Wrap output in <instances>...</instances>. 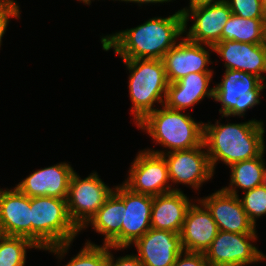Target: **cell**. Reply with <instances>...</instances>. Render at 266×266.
<instances>
[{
	"mask_svg": "<svg viewBox=\"0 0 266 266\" xmlns=\"http://www.w3.org/2000/svg\"><path fill=\"white\" fill-rule=\"evenodd\" d=\"M211 212L219 230L256 234V228L243 209L239 195H232L223 189L199 199Z\"/></svg>",
	"mask_w": 266,
	"mask_h": 266,
	"instance_id": "obj_14",
	"label": "cell"
},
{
	"mask_svg": "<svg viewBox=\"0 0 266 266\" xmlns=\"http://www.w3.org/2000/svg\"><path fill=\"white\" fill-rule=\"evenodd\" d=\"M263 121L251 119L242 123H204L203 143L215 173L218 161L226 166L260 156L265 151Z\"/></svg>",
	"mask_w": 266,
	"mask_h": 266,
	"instance_id": "obj_2",
	"label": "cell"
},
{
	"mask_svg": "<svg viewBox=\"0 0 266 266\" xmlns=\"http://www.w3.org/2000/svg\"><path fill=\"white\" fill-rule=\"evenodd\" d=\"M179 40L162 59L168 83H174L194 72H214L208 67L209 63L212 64L209 50L213 52V46L191 42L185 36Z\"/></svg>",
	"mask_w": 266,
	"mask_h": 266,
	"instance_id": "obj_12",
	"label": "cell"
},
{
	"mask_svg": "<svg viewBox=\"0 0 266 266\" xmlns=\"http://www.w3.org/2000/svg\"><path fill=\"white\" fill-rule=\"evenodd\" d=\"M114 188L106 185L97 172L82 179L73 172L66 198L70 220L81 230L103 206Z\"/></svg>",
	"mask_w": 266,
	"mask_h": 266,
	"instance_id": "obj_7",
	"label": "cell"
},
{
	"mask_svg": "<svg viewBox=\"0 0 266 266\" xmlns=\"http://www.w3.org/2000/svg\"><path fill=\"white\" fill-rule=\"evenodd\" d=\"M262 185L266 188V166L264 167V172H263V183Z\"/></svg>",
	"mask_w": 266,
	"mask_h": 266,
	"instance_id": "obj_35",
	"label": "cell"
},
{
	"mask_svg": "<svg viewBox=\"0 0 266 266\" xmlns=\"http://www.w3.org/2000/svg\"><path fill=\"white\" fill-rule=\"evenodd\" d=\"M128 171V178L122 183L132 192L157 196L181 191L169 184L168 164L163 155L144 149L138 152Z\"/></svg>",
	"mask_w": 266,
	"mask_h": 266,
	"instance_id": "obj_8",
	"label": "cell"
},
{
	"mask_svg": "<svg viewBox=\"0 0 266 266\" xmlns=\"http://www.w3.org/2000/svg\"><path fill=\"white\" fill-rule=\"evenodd\" d=\"M133 244L143 266H172L184 251L180 234L152 228Z\"/></svg>",
	"mask_w": 266,
	"mask_h": 266,
	"instance_id": "obj_15",
	"label": "cell"
},
{
	"mask_svg": "<svg viewBox=\"0 0 266 266\" xmlns=\"http://www.w3.org/2000/svg\"><path fill=\"white\" fill-rule=\"evenodd\" d=\"M265 151L258 157L239 161L229 166L230 184L222 189L232 195H238V189L251 190L263 183V172L266 165L263 158Z\"/></svg>",
	"mask_w": 266,
	"mask_h": 266,
	"instance_id": "obj_23",
	"label": "cell"
},
{
	"mask_svg": "<svg viewBox=\"0 0 266 266\" xmlns=\"http://www.w3.org/2000/svg\"><path fill=\"white\" fill-rule=\"evenodd\" d=\"M183 14L178 10L168 17H153L137 27L101 38L105 51L113 49L121 59H163L184 35ZM177 41V42H176Z\"/></svg>",
	"mask_w": 266,
	"mask_h": 266,
	"instance_id": "obj_1",
	"label": "cell"
},
{
	"mask_svg": "<svg viewBox=\"0 0 266 266\" xmlns=\"http://www.w3.org/2000/svg\"><path fill=\"white\" fill-rule=\"evenodd\" d=\"M214 72L190 73L174 83H168L164 105L184 111L194 107L205 97H214V87L209 88Z\"/></svg>",
	"mask_w": 266,
	"mask_h": 266,
	"instance_id": "obj_20",
	"label": "cell"
},
{
	"mask_svg": "<svg viewBox=\"0 0 266 266\" xmlns=\"http://www.w3.org/2000/svg\"><path fill=\"white\" fill-rule=\"evenodd\" d=\"M172 266H208V263L204 253L184 250L177 256L176 261Z\"/></svg>",
	"mask_w": 266,
	"mask_h": 266,
	"instance_id": "obj_30",
	"label": "cell"
},
{
	"mask_svg": "<svg viewBox=\"0 0 266 266\" xmlns=\"http://www.w3.org/2000/svg\"><path fill=\"white\" fill-rule=\"evenodd\" d=\"M262 45L266 48V19L263 24V42Z\"/></svg>",
	"mask_w": 266,
	"mask_h": 266,
	"instance_id": "obj_34",
	"label": "cell"
},
{
	"mask_svg": "<svg viewBox=\"0 0 266 266\" xmlns=\"http://www.w3.org/2000/svg\"><path fill=\"white\" fill-rule=\"evenodd\" d=\"M231 15L225 1L189 9L183 14L185 38L194 43L214 46L221 41L223 27ZM190 18L194 22L187 29Z\"/></svg>",
	"mask_w": 266,
	"mask_h": 266,
	"instance_id": "obj_11",
	"label": "cell"
},
{
	"mask_svg": "<svg viewBox=\"0 0 266 266\" xmlns=\"http://www.w3.org/2000/svg\"><path fill=\"white\" fill-rule=\"evenodd\" d=\"M266 88L256 75L239 70H225L220 83L214 87L216 102H221V118L229 116L243 117L247 110L260 104V92Z\"/></svg>",
	"mask_w": 266,
	"mask_h": 266,
	"instance_id": "obj_6",
	"label": "cell"
},
{
	"mask_svg": "<svg viewBox=\"0 0 266 266\" xmlns=\"http://www.w3.org/2000/svg\"><path fill=\"white\" fill-rule=\"evenodd\" d=\"M191 204V200L183 191H171L153 196L151 228L180 234Z\"/></svg>",
	"mask_w": 266,
	"mask_h": 266,
	"instance_id": "obj_21",
	"label": "cell"
},
{
	"mask_svg": "<svg viewBox=\"0 0 266 266\" xmlns=\"http://www.w3.org/2000/svg\"><path fill=\"white\" fill-rule=\"evenodd\" d=\"M265 19H249L232 14L223 27L221 41L261 44L263 42V24Z\"/></svg>",
	"mask_w": 266,
	"mask_h": 266,
	"instance_id": "obj_24",
	"label": "cell"
},
{
	"mask_svg": "<svg viewBox=\"0 0 266 266\" xmlns=\"http://www.w3.org/2000/svg\"><path fill=\"white\" fill-rule=\"evenodd\" d=\"M39 249L25 237L0 234V266H25L27 249Z\"/></svg>",
	"mask_w": 266,
	"mask_h": 266,
	"instance_id": "obj_25",
	"label": "cell"
},
{
	"mask_svg": "<svg viewBox=\"0 0 266 266\" xmlns=\"http://www.w3.org/2000/svg\"><path fill=\"white\" fill-rule=\"evenodd\" d=\"M79 232L68 215L66 199L31 197V241L39 250L61 260Z\"/></svg>",
	"mask_w": 266,
	"mask_h": 266,
	"instance_id": "obj_3",
	"label": "cell"
},
{
	"mask_svg": "<svg viewBox=\"0 0 266 266\" xmlns=\"http://www.w3.org/2000/svg\"><path fill=\"white\" fill-rule=\"evenodd\" d=\"M189 6L186 8H183L179 10L182 14H184L187 10L193 9L199 6H204V5H210V4H215L219 3L225 0H189Z\"/></svg>",
	"mask_w": 266,
	"mask_h": 266,
	"instance_id": "obj_32",
	"label": "cell"
},
{
	"mask_svg": "<svg viewBox=\"0 0 266 266\" xmlns=\"http://www.w3.org/2000/svg\"><path fill=\"white\" fill-rule=\"evenodd\" d=\"M125 211L124 202L112 192L103 206L80 231L85 230L91 224L96 233L105 237L104 245L122 248V223Z\"/></svg>",
	"mask_w": 266,
	"mask_h": 266,
	"instance_id": "obj_22",
	"label": "cell"
},
{
	"mask_svg": "<svg viewBox=\"0 0 266 266\" xmlns=\"http://www.w3.org/2000/svg\"><path fill=\"white\" fill-rule=\"evenodd\" d=\"M204 143L186 150L166 152V150L147 151L163 155L168 164L170 184H185L199 190L203 183L214 175ZM165 151V152H164Z\"/></svg>",
	"mask_w": 266,
	"mask_h": 266,
	"instance_id": "obj_10",
	"label": "cell"
},
{
	"mask_svg": "<svg viewBox=\"0 0 266 266\" xmlns=\"http://www.w3.org/2000/svg\"><path fill=\"white\" fill-rule=\"evenodd\" d=\"M6 0H0V6L5 2Z\"/></svg>",
	"mask_w": 266,
	"mask_h": 266,
	"instance_id": "obj_38",
	"label": "cell"
},
{
	"mask_svg": "<svg viewBox=\"0 0 266 266\" xmlns=\"http://www.w3.org/2000/svg\"><path fill=\"white\" fill-rule=\"evenodd\" d=\"M129 70L128 88L135 124L154 111V103L164 105L168 81L161 59H122Z\"/></svg>",
	"mask_w": 266,
	"mask_h": 266,
	"instance_id": "obj_5",
	"label": "cell"
},
{
	"mask_svg": "<svg viewBox=\"0 0 266 266\" xmlns=\"http://www.w3.org/2000/svg\"><path fill=\"white\" fill-rule=\"evenodd\" d=\"M213 52L225 61V70L250 73L266 82V48L262 43L220 41L213 46Z\"/></svg>",
	"mask_w": 266,
	"mask_h": 266,
	"instance_id": "obj_18",
	"label": "cell"
},
{
	"mask_svg": "<svg viewBox=\"0 0 266 266\" xmlns=\"http://www.w3.org/2000/svg\"><path fill=\"white\" fill-rule=\"evenodd\" d=\"M0 234L31 240V198L16 187L0 189Z\"/></svg>",
	"mask_w": 266,
	"mask_h": 266,
	"instance_id": "obj_17",
	"label": "cell"
},
{
	"mask_svg": "<svg viewBox=\"0 0 266 266\" xmlns=\"http://www.w3.org/2000/svg\"><path fill=\"white\" fill-rule=\"evenodd\" d=\"M125 204L122 223V248H128L151 229L153 196L132 192L123 183L113 191Z\"/></svg>",
	"mask_w": 266,
	"mask_h": 266,
	"instance_id": "obj_13",
	"label": "cell"
},
{
	"mask_svg": "<svg viewBox=\"0 0 266 266\" xmlns=\"http://www.w3.org/2000/svg\"><path fill=\"white\" fill-rule=\"evenodd\" d=\"M110 249L114 250H124L126 248H113L108 246V261H107V266H143L142 263L140 262L139 258L135 255H126L122 257H118L116 260L110 251Z\"/></svg>",
	"mask_w": 266,
	"mask_h": 266,
	"instance_id": "obj_31",
	"label": "cell"
},
{
	"mask_svg": "<svg viewBox=\"0 0 266 266\" xmlns=\"http://www.w3.org/2000/svg\"><path fill=\"white\" fill-rule=\"evenodd\" d=\"M137 128L145 131L156 144L167 152L186 150L203 144L204 123L196 122L190 113L173 110L163 105L149 113Z\"/></svg>",
	"mask_w": 266,
	"mask_h": 266,
	"instance_id": "obj_4",
	"label": "cell"
},
{
	"mask_svg": "<svg viewBox=\"0 0 266 266\" xmlns=\"http://www.w3.org/2000/svg\"><path fill=\"white\" fill-rule=\"evenodd\" d=\"M19 3H16L14 0H6L0 6V48L2 43V37L4 36L9 21L11 18H19L20 19V7L18 6Z\"/></svg>",
	"mask_w": 266,
	"mask_h": 266,
	"instance_id": "obj_29",
	"label": "cell"
},
{
	"mask_svg": "<svg viewBox=\"0 0 266 266\" xmlns=\"http://www.w3.org/2000/svg\"><path fill=\"white\" fill-rule=\"evenodd\" d=\"M118 1H124V2H131V3H137L139 6L142 4H152V3H166V2H171L173 0H118Z\"/></svg>",
	"mask_w": 266,
	"mask_h": 266,
	"instance_id": "obj_33",
	"label": "cell"
},
{
	"mask_svg": "<svg viewBox=\"0 0 266 266\" xmlns=\"http://www.w3.org/2000/svg\"><path fill=\"white\" fill-rule=\"evenodd\" d=\"M77 1H80V2H83L85 5H90L91 4V0H77Z\"/></svg>",
	"mask_w": 266,
	"mask_h": 266,
	"instance_id": "obj_36",
	"label": "cell"
},
{
	"mask_svg": "<svg viewBox=\"0 0 266 266\" xmlns=\"http://www.w3.org/2000/svg\"><path fill=\"white\" fill-rule=\"evenodd\" d=\"M240 201L250 221L256 227V218L266 215V188L263 185L244 191Z\"/></svg>",
	"mask_w": 266,
	"mask_h": 266,
	"instance_id": "obj_27",
	"label": "cell"
},
{
	"mask_svg": "<svg viewBox=\"0 0 266 266\" xmlns=\"http://www.w3.org/2000/svg\"><path fill=\"white\" fill-rule=\"evenodd\" d=\"M189 206L180 232L183 250L205 253L218 234L211 212L198 199Z\"/></svg>",
	"mask_w": 266,
	"mask_h": 266,
	"instance_id": "obj_19",
	"label": "cell"
},
{
	"mask_svg": "<svg viewBox=\"0 0 266 266\" xmlns=\"http://www.w3.org/2000/svg\"><path fill=\"white\" fill-rule=\"evenodd\" d=\"M262 1V6H263V9H264V12L266 14V0H261Z\"/></svg>",
	"mask_w": 266,
	"mask_h": 266,
	"instance_id": "obj_37",
	"label": "cell"
},
{
	"mask_svg": "<svg viewBox=\"0 0 266 266\" xmlns=\"http://www.w3.org/2000/svg\"><path fill=\"white\" fill-rule=\"evenodd\" d=\"M257 239L256 234L219 230L204 253L208 266H246L266 260V255L252 244Z\"/></svg>",
	"mask_w": 266,
	"mask_h": 266,
	"instance_id": "obj_9",
	"label": "cell"
},
{
	"mask_svg": "<svg viewBox=\"0 0 266 266\" xmlns=\"http://www.w3.org/2000/svg\"><path fill=\"white\" fill-rule=\"evenodd\" d=\"M75 170L67 162L38 169L15 187L28 197L49 196L66 199L71 176Z\"/></svg>",
	"mask_w": 266,
	"mask_h": 266,
	"instance_id": "obj_16",
	"label": "cell"
},
{
	"mask_svg": "<svg viewBox=\"0 0 266 266\" xmlns=\"http://www.w3.org/2000/svg\"><path fill=\"white\" fill-rule=\"evenodd\" d=\"M108 245H96L89 240L65 266H107Z\"/></svg>",
	"mask_w": 266,
	"mask_h": 266,
	"instance_id": "obj_26",
	"label": "cell"
},
{
	"mask_svg": "<svg viewBox=\"0 0 266 266\" xmlns=\"http://www.w3.org/2000/svg\"><path fill=\"white\" fill-rule=\"evenodd\" d=\"M232 14L243 18H266L261 0H225Z\"/></svg>",
	"mask_w": 266,
	"mask_h": 266,
	"instance_id": "obj_28",
	"label": "cell"
}]
</instances>
